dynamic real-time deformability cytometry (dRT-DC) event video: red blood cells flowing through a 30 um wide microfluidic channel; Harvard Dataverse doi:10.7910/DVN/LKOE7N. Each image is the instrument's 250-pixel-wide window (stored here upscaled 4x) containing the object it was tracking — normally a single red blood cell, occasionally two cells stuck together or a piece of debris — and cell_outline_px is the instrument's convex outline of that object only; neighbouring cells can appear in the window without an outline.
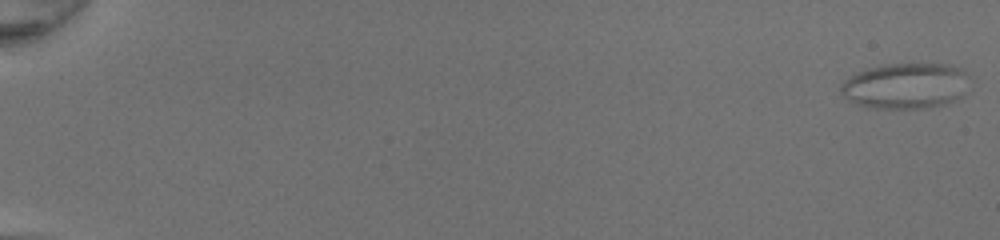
{"species": "common noctule bat (a hibernating species)", "species_latin": "Nyctalus noctula", "temperature_condition": "room temperature", "stored_images_in_passage": 51, "camera_frame_rate_fps": 3000, "um_per_image_px": 0.085, "animal": {"sex": "female", "body_mass_g": 20.0, "forearm_length_mm": 54.0}, "frame": {"image": 1, "passage_image": 1, "time_ms": 0.0, "image_size_px": [1000, 240], "cell_outline_px": [[968, 76], [960, 96], [956, 100], [932, 108], [868, 108], [856, 104], [848, 100], [840, 92], [840, 84], [848, 76], [864, 68], [880, 64], [952, 64], [964, 68]], "centroid_in_image_um": [76.91, 7.28], "position_along_channel_um": 8.1, "area_um2": 34.74}}
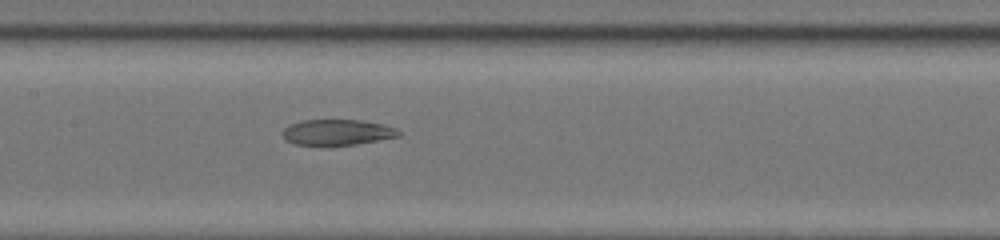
{"frame": {"image": 2, "passage_image": 28, "time_ms": 9.0, "image_size_px": [1000, 240], "cell_outline_px": [[400, 136], [356, 144], [296, 144], [284, 140], [284, 128], [288, 124], [304, 120], [364, 120], [384, 124], [396, 128], [400, 132]], "centroid_in_image_um": [28.69, 11.22], "position_along_channel_um": 178.7, "area_um2": 17.17}}
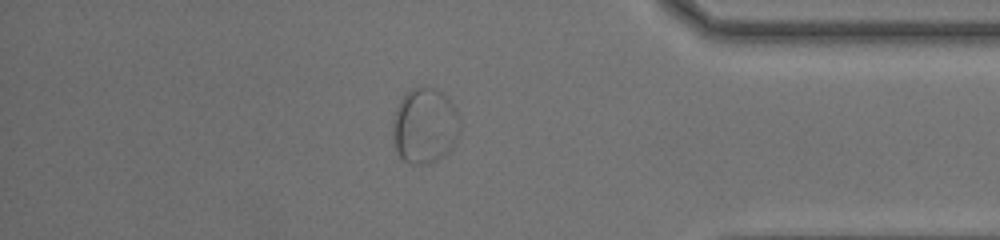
{"frame": {"image": 3, "passage_image": 45, "time_ms": 14.667, "image_size_px": [1000, 240], "cell_outline_px": [[460, 132], [452, 148], [444, 156], [428, 164], [408, 164], [400, 156], [396, 148], [392, 136], [392, 120], [396, 108], [400, 100], [412, 88], [432, 88], [444, 92], [456, 108], [460, 116]], "centroid_in_image_um": [36.12, 10.7], "position_along_channel_um": 399.1, "area_um2": 29.94}}